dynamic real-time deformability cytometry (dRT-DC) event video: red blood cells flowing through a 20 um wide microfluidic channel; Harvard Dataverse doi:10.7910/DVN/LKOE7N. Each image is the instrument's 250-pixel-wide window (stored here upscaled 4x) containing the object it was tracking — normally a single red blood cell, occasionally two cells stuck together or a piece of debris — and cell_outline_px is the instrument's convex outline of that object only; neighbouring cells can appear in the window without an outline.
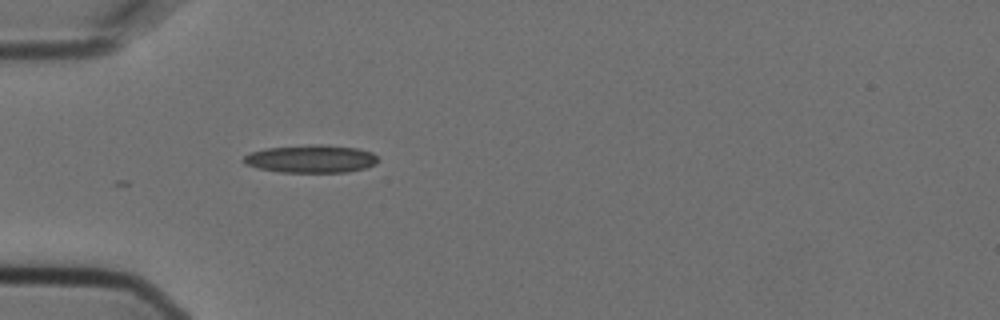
{"species": "Egyptian fruit bat (a non-hibernating species)", "species_latin": "Rousettus aegyptiacus", "temperature_condition": "cold", "stored_images_in_passage": 5, "camera_frame_rate_fps": 3000, "um_per_image_px": 0.085, "animal": {"sex": "female"}, "frame": {"image": 1, "passage_image": 5, "time_ms": 1.333, "image_size_px": [1000, 320], "cell_outline_px": [[380, 160], [376, 164], [364, 168], [344, 172], [280, 172], [260, 168], [244, 164], [240, 160], [244, 156], [252, 152], [264, 148], [312, 144], [320, 144], [356, 148], [372, 152]], "centroid_in_image_um": [26.42, 13.49], "position_along_channel_um": 58.6, "area_um2": 21.85}}